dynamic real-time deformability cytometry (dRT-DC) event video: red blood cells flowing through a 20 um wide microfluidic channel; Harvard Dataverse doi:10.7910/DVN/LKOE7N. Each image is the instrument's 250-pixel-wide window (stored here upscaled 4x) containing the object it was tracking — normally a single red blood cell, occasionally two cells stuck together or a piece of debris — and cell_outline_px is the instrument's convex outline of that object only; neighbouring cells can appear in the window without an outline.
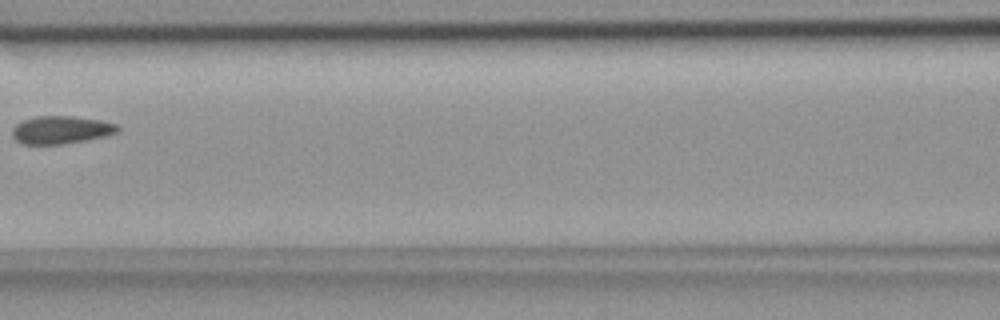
{"species": "common noctule bat (a hibernating species)", "species_latin": "Nyctalus noctula", "temperature_condition": "room temperature", "stored_images_in_passage": 5, "camera_frame_rate_fps": 3000, "um_per_image_px": 0.085, "animal": {"sex": "female", "body_mass_g": 18.4}, "frame": {"image": 1, "passage_image": 4, "time_ms": 1.0, "image_size_px": [1000, 320], "cell_outline_px": [[120, 132], [88, 140], [64, 144], [24, 144], [16, 140], [12, 136], [12, 128], [16, 124], [24, 120], [36, 116], [72, 116], [100, 120], [116, 124], [120, 128]], "centroid_in_image_um": [5.2, 11.04], "position_along_channel_um": 161.4, "area_um2": 17.17}}
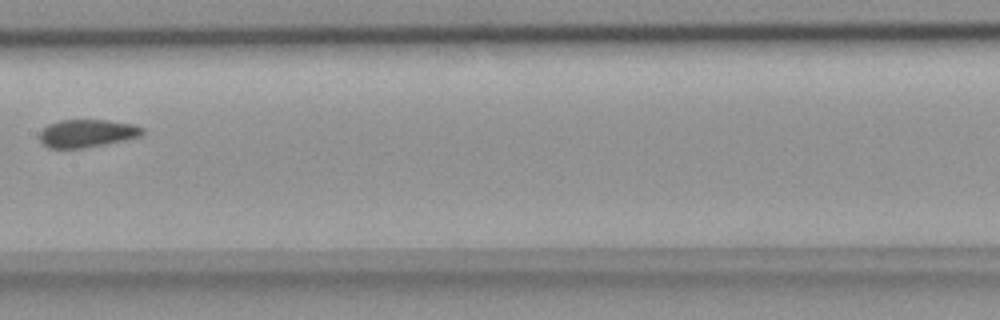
{"frame": {"image": 2, "passage_image": 5, "time_ms": 1.333, "image_size_px": [1000, 320], "cell_outline_px": [[144, 132], [140, 136], [124, 140], [104, 144], [80, 148], [48, 148], [40, 140], [40, 132], [48, 124], [60, 120], [108, 120], [136, 124], [144, 128]], "centroid_in_image_um": [7.42, 11.32], "position_along_channel_um": 200.0, "area_um2": 16.65}}